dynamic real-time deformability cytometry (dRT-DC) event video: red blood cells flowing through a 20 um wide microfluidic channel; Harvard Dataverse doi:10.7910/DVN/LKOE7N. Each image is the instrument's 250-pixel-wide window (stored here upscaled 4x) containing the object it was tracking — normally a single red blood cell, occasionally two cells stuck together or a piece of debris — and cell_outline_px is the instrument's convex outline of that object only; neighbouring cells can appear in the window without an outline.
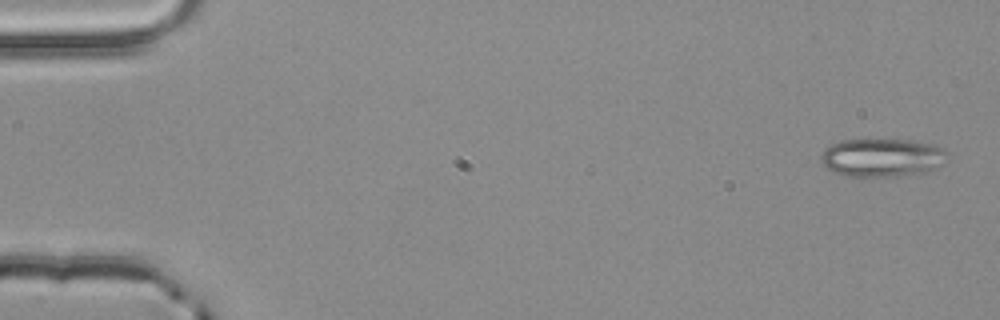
{"species": "common noctule bat (a hibernating species)", "species_latin": "Nyctalus noctula", "temperature_condition": "room temperature", "stored_images_in_passage": 10, "camera_frame_rate_fps": 3000, "um_per_image_px": 0.085, "animal": {"sex": "male", "body_mass_g": 20.4}, "frame": {"image": 1, "passage_image": 1, "time_ms": 0.0, "image_size_px": [1000, 320], "cell_outline_px": [[948, 152], [936, 168], [924, 172], [896, 176], [844, 176], [832, 172], [820, 160], [820, 156], [824, 148], [840, 140], [908, 140], [932, 144]], "centroid_in_image_um": [74.9, 13.39], "position_along_channel_um": 10.1, "area_um2": 27.86}}